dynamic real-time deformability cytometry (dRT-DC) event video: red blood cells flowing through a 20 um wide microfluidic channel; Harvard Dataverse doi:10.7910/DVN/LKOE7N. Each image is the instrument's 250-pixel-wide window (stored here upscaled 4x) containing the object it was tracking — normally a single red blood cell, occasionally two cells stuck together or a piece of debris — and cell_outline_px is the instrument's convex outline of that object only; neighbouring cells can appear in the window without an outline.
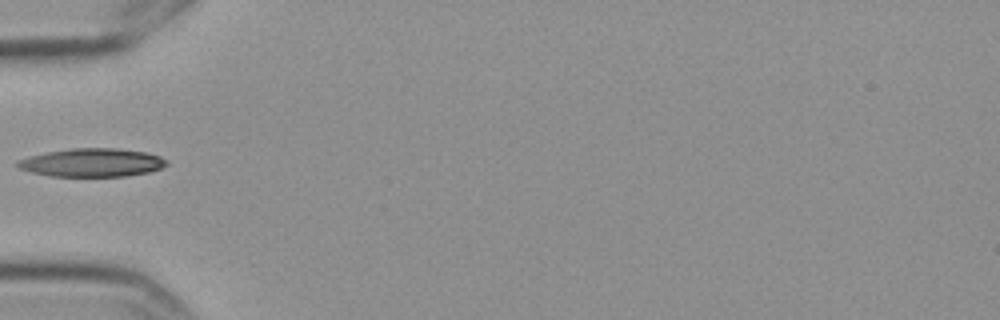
{"species": "Egyptian fruit bat (a non-hibernating species)", "species_latin": "Rousettus aegyptiacus", "temperature_condition": "cold", "stored_images_in_passage": 3, "camera_frame_rate_fps": 3000, "um_per_image_px": 0.085, "frame": {"image": 1, "passage_image": 2, "time_ms": 0.333, "image_size_px": [1000, 320], "cell_outline_px": [[168, 164], [160, 168], [148, 172], [124, 176], [52, 176], [32, 172], [20, 168], [16, 164], [16, 160], [28, 156], [68, 148], [120, 148], [148, 152], [160, 156], [168, 160]], "centroid_in_image_um": [7.84, 13.8], "position_along_channel_um": 77.2, "area_um2": 24.68}}
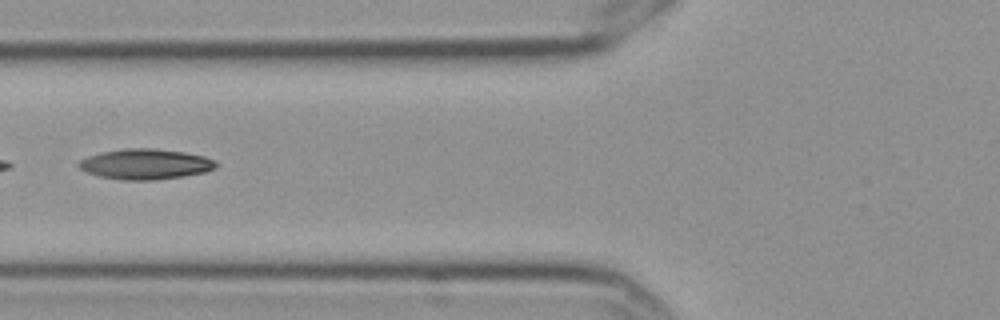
{"frame": {"image": 2, "passage_image": 3, "time_ms": 0.667, "image_size_px": [1000, 320], "cell_outline_px": [[220, 164], [216, 168], [204, 172], [184, 176], [156, 180], [124, 180], [100, 176], [88, 172], [80, 168], [76, 164], [80, 160], [88, 156], [100, 152], [124, 148], [152, 148], [184, 152], [204, 156], [216, 160]], "centroid_in_image_um": [12.39, 13.94], "position_along_channel_um": 113.4, "area_um2": 24.45}}